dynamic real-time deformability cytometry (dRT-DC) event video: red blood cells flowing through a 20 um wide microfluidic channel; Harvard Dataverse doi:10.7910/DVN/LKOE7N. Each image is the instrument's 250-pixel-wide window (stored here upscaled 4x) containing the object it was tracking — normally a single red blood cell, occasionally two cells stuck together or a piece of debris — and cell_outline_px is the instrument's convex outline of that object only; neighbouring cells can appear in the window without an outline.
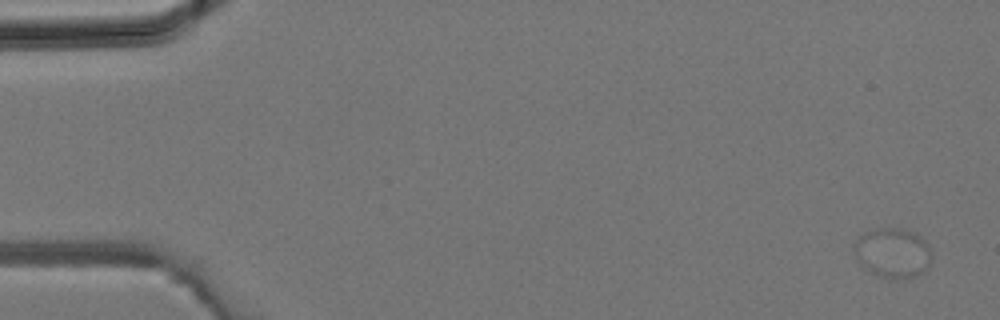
{"species": "common noctule bat (a hibernating species)", "species_latin": "Nyctalus noctula", "temperature_condition": "room temperature", "stored_images_in_passage": 10, "camera_frame_rate_fps": 3000, "um_per_image_px": 0.085, "animal": {"sex": "male", "body_mass_g": 19.2, "forearm_length_mm": 51.8}, "frame": {"image": 1, "passage_image": 1, "time_ms": 0.0, "image_size_px": [1000, 320], "cell_outline_px": [[932, 256], [924, 272], [912, 276], [892, 280], [880, 276], [872, 272], [860, 264], [852, 248], [856, 240], [860, 236], [868, 232], [880, 228], [900, 228], [916, 232], [924, 240], [932, 252]], "centroid_in_image_um": [75.89, 21.49], "position_along_channel_um": 9.1, "area_um2": 22.37}}
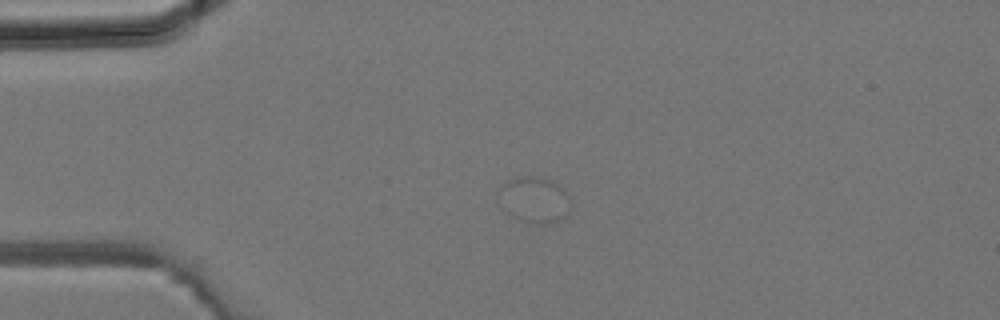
{"frame": {"image": 2, "passage_image": 9, "time_ms": 2.667, "image_size_px": [1000, 320], "cell_outline_px": [[568, 216], [560, 220], [548, 224], [536, 224], [520, 220], [504, 212], [496, 204], [496, 192], [508, 180], [516, 176], [532, 176], [552, 180], [564, 188], [568, 196]], "centroid_in_image_um": [45.33, 16.99], "position_along_channel_um": 39.7, "area_um2": 19.94}}